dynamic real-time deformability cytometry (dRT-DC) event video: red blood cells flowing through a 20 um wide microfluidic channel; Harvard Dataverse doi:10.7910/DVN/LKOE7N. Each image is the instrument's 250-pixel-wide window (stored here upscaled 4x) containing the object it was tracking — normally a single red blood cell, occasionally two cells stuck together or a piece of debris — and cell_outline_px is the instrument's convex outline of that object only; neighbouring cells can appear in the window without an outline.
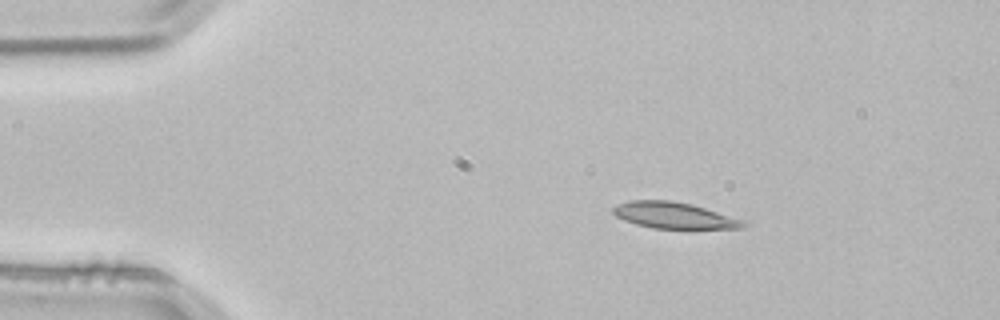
{"species": "common noctule bat (a hibernating species)", "species_latin": "Nyctalus noctula", "temperature_condition": "room temperature", "stored_images_in_passage": 2, "camera_frame_rate_fps": 3000, "um_per_image_px": 0.085, "animal": {"sex": "male", "body_mass_g": 21.5, "forearm_length_mm": 52.0}, "frame": {"image": 1, "passage_image": 1, "time_ms": 0.0, "image_size_px": [1000, 320], "cell_outline_px": [[748, 224], [740, 228], [652, 228], [636, 224], [624, 220], [616, 216], [612, 212], [612, 208], [616, 204], [628, 200], [668, 200], [692, 204], [740, 220]], "centroid_in_image_um": [57.17, 18.29], "position_along_channel_um": 27.8, "area_um2": 19.54}}